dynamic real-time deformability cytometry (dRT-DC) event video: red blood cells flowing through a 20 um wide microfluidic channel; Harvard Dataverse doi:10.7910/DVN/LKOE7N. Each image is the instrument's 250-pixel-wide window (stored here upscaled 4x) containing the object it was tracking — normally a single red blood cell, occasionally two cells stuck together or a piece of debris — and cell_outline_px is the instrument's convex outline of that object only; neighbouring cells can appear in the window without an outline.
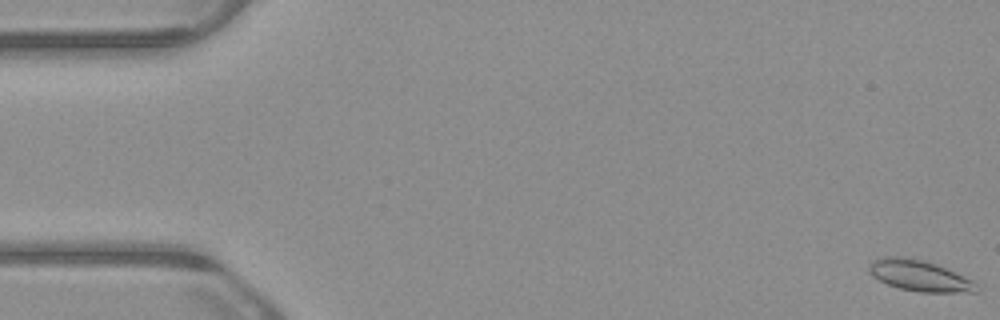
{"species": "common noctule bat (a hibernating species)", "species_latin": "Nyctalus noctula", "temperature_condition": "warm", "stored_images_in_passage": 54, "camera_frame_rate_fps": 3000, "um_per_image_px": 0.085, "animal": {"sex": "male", "body_mass_g": 23.1, "forearm_length_mm": 52.7}, "frame": {"image": 1, "passage_image": 1, "time_ms": 0.0, "image_size_px": [1000, 320], "cell_outline_px": [[980, 288], [976, 292], [920, 292], [900, 288], [888, 284], [872, 276], [868, 272], [868, 264], [872, 260], [884, 256], [900, 256], [924, 260], [936, 264], [972, 280], [980, 284]], "centroid_in_image_um": [78.15, 23.42], "position_along_channel_um": 6.9, "area_um2": 19.48}}
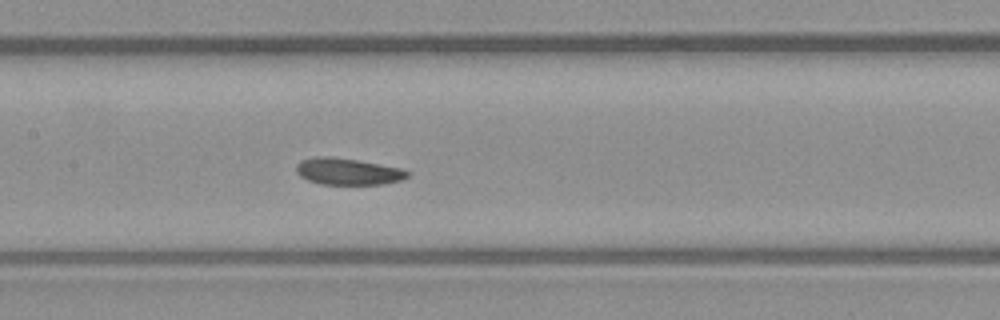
{"frame": {"image": 2, "passage_image": 26, "time_ms": 8.333, "image_size_px": [1000, 320], "cell_outline_px": [[412, 172], [408, 176], [400, 180], [384, 184], [320, 184], [308, 180], [300, 176], [296, 172], [296, 164], [300, 160], [316, 156], [332, 156], [380, 164], [400, 168]], "centroid_in_image_um": [29.54, 14.57], "position_along_channel_um": 177.9, "area_um2": 17.34}}
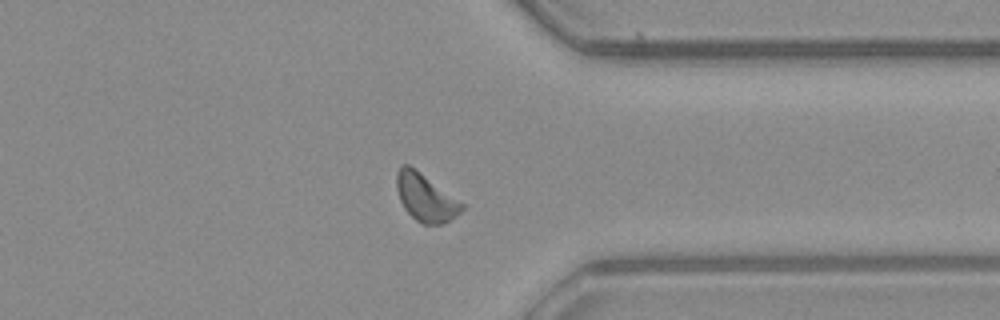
{"frame": {"image": 3, "passage_image": 42, "time_ms": 13.667, "image_size_px": [1000, 320], "cell_outline_px": [[464, 208], [456, 216], [444, 224], [424, 224], [416, 220], [404, 208], [400, 200], [396, 188], [396, 172], [400, 164], [408, 164], [420, 172], [464, 204]], "centroid_in_image_um": [36.15, 16.78], "position_along_channel_um": 375.3, "area_um2": 17.92}, "authors_computed_cell_mechanics": {"area_um2": 17.7735, "velocity_mm_per_s": 3.8301, "shape_relaxation_time_tau1_ms": 7.2917, "shape_relaxation_time_tau2_ms": null, "deformation_change_tau1": 0.1092, "deformation_change_tau2": null}}